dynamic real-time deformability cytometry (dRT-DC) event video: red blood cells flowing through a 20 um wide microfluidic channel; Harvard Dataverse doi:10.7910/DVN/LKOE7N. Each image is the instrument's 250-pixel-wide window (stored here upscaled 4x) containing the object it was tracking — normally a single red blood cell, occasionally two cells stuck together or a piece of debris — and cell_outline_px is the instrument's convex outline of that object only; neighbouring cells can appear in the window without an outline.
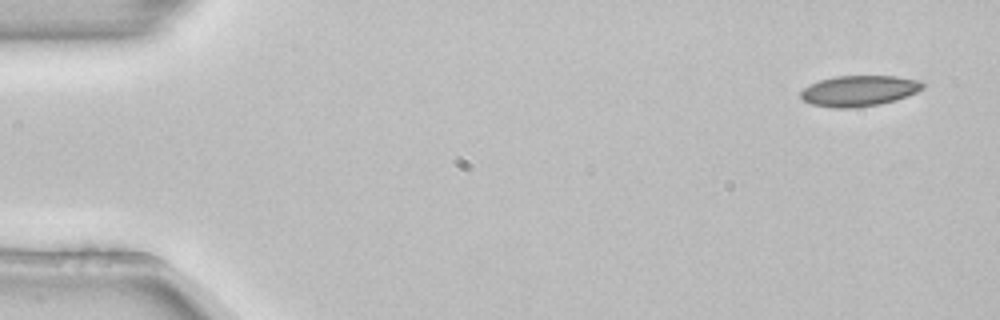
{"species": "common noctule bat (a hibernating species)", "species_latin": "Nyctalus noctula", "temperature_condition": "room temperature", "stored_images_in_passage": 4, "camera_frame_rate_fps": 3000, "um_per_image_px": 0.085, "animal": {"sex": "female", "body_mass_g": 22.7, "forearm_length_mm": 54.2}, "frame": {"image": 1, "passage_image": 1, "time_ms": 0.0, "image_size_px": [1000, 320], "cell_outline_px": [[924, 88], [916, 92], [896, 100], [880, 104], [856, 108], [832, 108], [812, 104], [804, 100], [800, 96], [800, 92], [804, 88], [820, 80], [836, 76], [896, 76], [920, 80], [924, 84]], "centroid_in_image_um": [73.04, 7.72], "position_along_channel_um": 12.0, "area_um2": 21.85}}
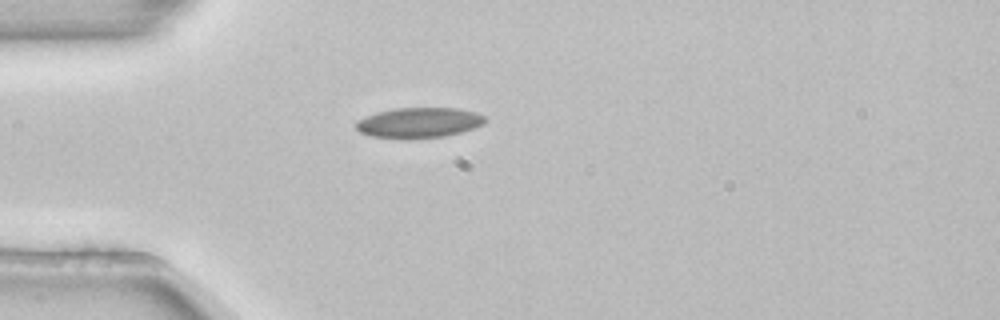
{"frame": {"image": 2, "passage_image": 3, "time_ms": 0.667, "image_size_px": [1000, 320], "cell_outline_px": [[488, 120], [484, 124], [460, 132], [444, 136], [408, 140], [404, 140], [368, 136], [360, 132], [356, 128], [356, 120], [364, 116], [376, 112], [396, 108], [456, 108], [476, 112], [484, 116]], "centroid_in_image_um": [35.56, 10.44], "position_along_channel_um": 49.4, "area_um2": 23.24}}